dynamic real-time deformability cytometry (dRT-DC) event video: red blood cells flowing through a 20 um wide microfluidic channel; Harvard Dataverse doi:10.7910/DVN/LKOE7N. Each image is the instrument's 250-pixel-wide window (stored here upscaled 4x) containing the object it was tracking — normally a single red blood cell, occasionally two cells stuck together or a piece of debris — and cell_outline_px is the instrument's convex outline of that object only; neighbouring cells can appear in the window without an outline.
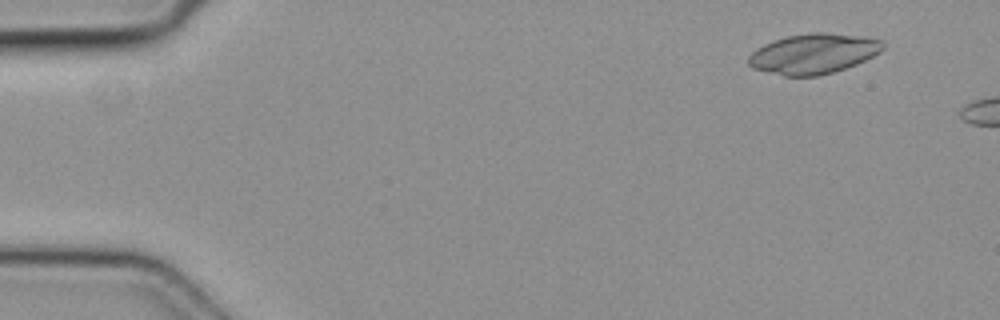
{"species": "common noctule bat (a hibernating species)", "species_latin": "Nyctalus noctula", "temperature_condition": "cold", "stored_images_in_passage": 2, "camera_frame_rate_fps": 3000, "um_per_image_px": 0.085, "animal": {"sex": "female", "body_mass_g": 19.3, "forearm_length_mm": 54.1}, "frame": {"image": 1, "passage_image": 1, "time_ms": 0.0, "image_size_px": [1000, 320], "cell_outline_px": [[884, 48], [880, 52], [856, 64], [832, 72], [816, 76], [784, 76], [752, 68], [748, 64], [748, 56], [756, 48], [764, 44], [788, 36], [812, 32], [824, 32], [856, 36], [884, 40]], "centroid_in_image_um": [69.12, 4.57], "position_along_channel_um": 15.9, "area_um2": 31.15}}